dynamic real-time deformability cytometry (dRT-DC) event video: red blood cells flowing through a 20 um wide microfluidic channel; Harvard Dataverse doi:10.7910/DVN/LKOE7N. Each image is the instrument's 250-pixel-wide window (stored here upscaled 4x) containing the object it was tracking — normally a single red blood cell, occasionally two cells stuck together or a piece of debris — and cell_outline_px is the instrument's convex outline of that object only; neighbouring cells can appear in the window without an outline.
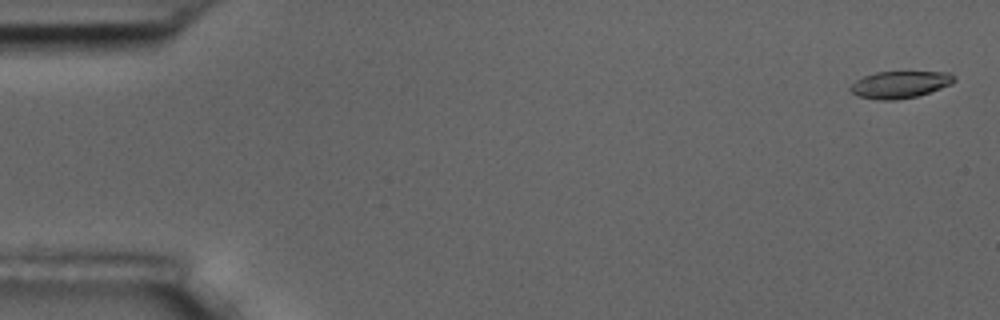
{"species": "common noctule bat (a hibernating species)", "species_latin": "Nyctalus noctula", "temperature_condition": "room temperature", "stored_images_in_passage": 5, "camera_frame_rate_fps": 3000, "um_per_image_px": 0.085, "animal": {"sex": "male", "body_mass_g": 17.5, "forearm_length_mm": 52.3}, "frame": {"image": 1, "passage_image": 1, "time_ms": 0.0, "image_size_px": [1000, 320], "cell_outline_px": [[956, 80], [952, 84], [916, 96], [896, 100], [876, 100], [856, 96], [848, 88], [856, 80], [864, 76], [876, 72], [948, 72], [956, 76]], "centroid_in_image_um": [76.48, 7.19], "position_along_channel_um": 8.5, "area_um2": 16.36}}
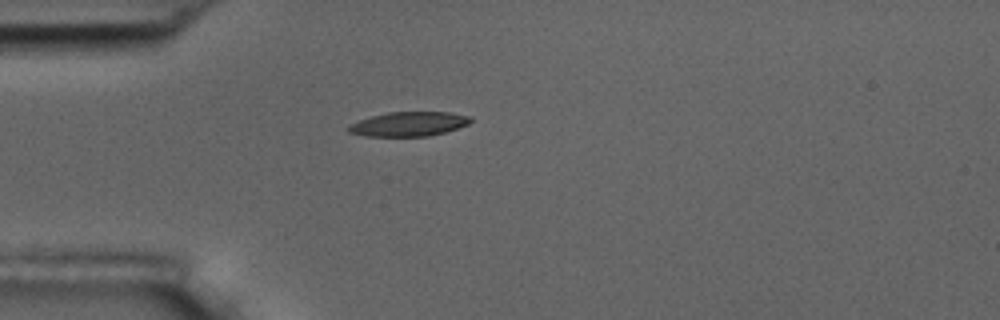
{"frame": {"image": 2, "passage_image": 5, "time_ms": 4.667, "image_size_px": [1000, 320], "cell_outline_px": [[472, 120], [468, 124], [444, 132], [428, 136], [364, 136], [348, 132], [344, 128], [348, 124], [372, 116], [388, 112], [452, 112], [468, 116]], "centroid_in_image_um": [34.68, 10.54], "position_along_channel_um": 50.3, "area_um2": 17.34}}